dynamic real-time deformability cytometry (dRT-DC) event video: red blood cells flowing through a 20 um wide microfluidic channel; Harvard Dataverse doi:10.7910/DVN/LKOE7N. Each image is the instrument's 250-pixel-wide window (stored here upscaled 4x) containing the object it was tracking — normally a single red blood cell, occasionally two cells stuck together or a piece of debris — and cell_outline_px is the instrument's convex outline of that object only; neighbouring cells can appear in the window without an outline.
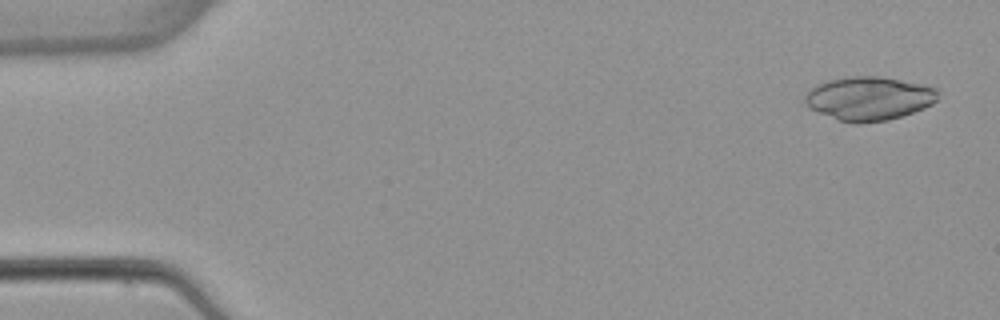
{"species": "common noctule bat (a hibernating species)", "species_latin": "Nyctalus noctula", "temperature_condition": "warm", "stored_images_in_passage": 5, "camera_frame_rate_fps": 3000, "um_per_image_px": 0.085, "animal": {"sex": "female", "body_mass_g": 22.7, "forearm_length_mm": 54.2}, "frame": {"image": 1, "passage_image": 1, "time_ms": 0.0, "image_size_px": [1000, 320], "cell_outline_px": [[936, 100], [932, 104], [924, 108], [888, 120], [860, 124], [856, 124], [840, 120], [808, 108], [804, 104], [804, 96], [816, 84], [828, 80], [852, 76], [876, 76], [900, 80], [920, 84], [936, 88]], "centroid_in_image_um": [73.81, 8.37], "position_along_channel_um": 11.2, "area_um2": 33.58}}